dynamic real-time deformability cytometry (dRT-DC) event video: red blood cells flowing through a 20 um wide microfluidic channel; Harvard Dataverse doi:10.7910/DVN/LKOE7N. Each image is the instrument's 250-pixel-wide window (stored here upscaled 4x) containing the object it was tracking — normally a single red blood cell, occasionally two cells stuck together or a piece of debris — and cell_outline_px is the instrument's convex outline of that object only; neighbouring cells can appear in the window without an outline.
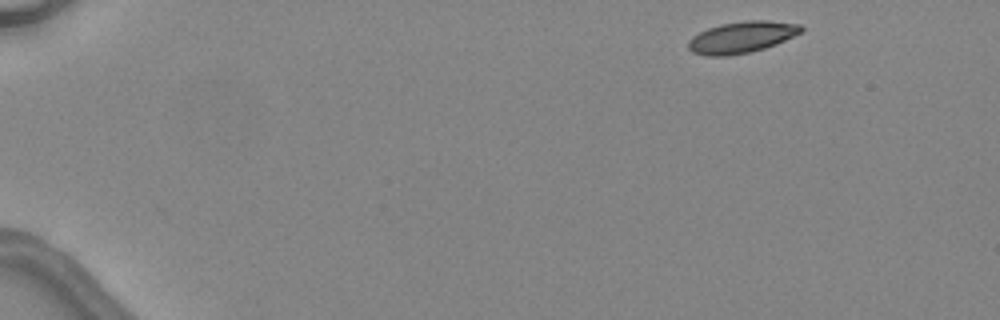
{"species": "common noctule bat (a hibernating species)", "species_latin": "Nyctalus noctula", "temperature_condition": "warm", "stored_images_in_passage": 4, "camera_frame_rate_fps": 3000, "um_per_image_px": 0.085, "animal": {"sex": "female", "body_mass_g": 24.6, "forearm_length_mm": 56.2}, "frame": {"image": 1, "passage_image": 1, "time_ms": 0.0, "image_size_px": [1000, 320], "cell_outline_px": [[804, 32], [776, 44], [764, 48], [748, 52], [728, 56], [708, 56], [692, 52], [688, 48], [688, 40], [692, 36], [708, 28], [720, 24], [744, 20], [768, 20], [800, 24], [804, 28]], "centroid_in_image_um": [63.07, 3.15], "position_along_channel_um": 21.9, "area_um2": 20.87}}
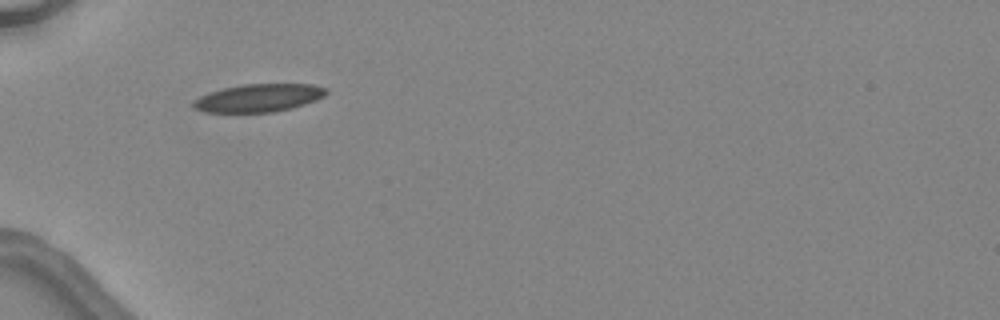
{"frame": {"image": 2, "passage_image": 4, "time_ms": 3.667, "image_size_px": [1000, 320], "cell_outline_px": [[328, 92], [324, 96], [316, 100], [292, 108], [272, 112], [204, 112], [196, 108], [192, 104], [200, 96], [208, 92], [224, 88], [244, 84], [312, 84], [328, 88]], "centroid_in_image_um": [22.03, 8.31], "position_along_channel_um": 63.0, "area_um2": 21.5}}